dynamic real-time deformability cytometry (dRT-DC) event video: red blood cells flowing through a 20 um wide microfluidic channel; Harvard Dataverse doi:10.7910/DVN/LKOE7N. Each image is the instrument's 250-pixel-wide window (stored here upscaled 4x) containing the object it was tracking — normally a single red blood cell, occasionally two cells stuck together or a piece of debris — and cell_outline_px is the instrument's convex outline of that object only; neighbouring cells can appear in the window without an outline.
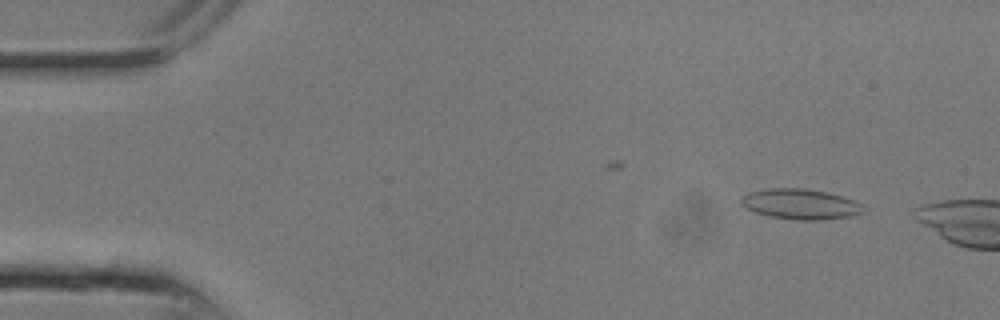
{"species": "common noctule bat (a hibernating species)", "species_latin": "Nyctalus noctula", "temperature_condition": "room temperature", "stored_images_in_passage": 8, "camera_frame_rate_fps": 3000, "um_per_image_px": 0.085, "animal": {"sex": "male", "body_mass_g": 13.3}, "frame": {"image": 1, "passage_image": 2, "time_ms": 0.333, "image_size_px": [1000, 320], "cell_outline_px": [[864, 212], [848, 216], [824, 220], [796, 220], [768, 216], [756, 212], [740, 204], [740, 196], [748, 192], [768, 188], [804, 188], [824, 192], [840, 196], [864, 204]], "centroid_in_image_um": [68.0, 17.35], "position_along_channel_um": 17.0, "area_um2": 21.62}}
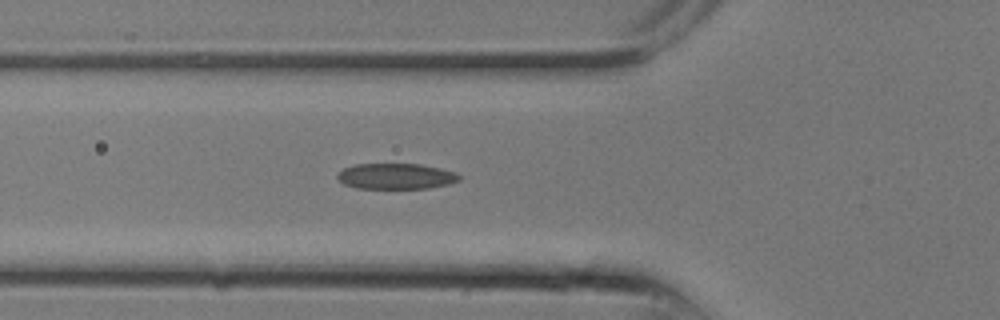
{"frame": {"image": 2, "passage_image": 8, "time_ms": 2.333, "image_size_px": [1000, 320], "cell_outline_px": [[460, 180], [448, 184], [428, 188], [356, 188], [344, 184], [336, 176], [344, 168], [352, 164], [420, 164], [440, 168], [456, 172], [460, 176]], "centroid_in_image_um": [33.66, 14.97], "position_along_channel_um": 92.1, "area_um2": 18.21}}